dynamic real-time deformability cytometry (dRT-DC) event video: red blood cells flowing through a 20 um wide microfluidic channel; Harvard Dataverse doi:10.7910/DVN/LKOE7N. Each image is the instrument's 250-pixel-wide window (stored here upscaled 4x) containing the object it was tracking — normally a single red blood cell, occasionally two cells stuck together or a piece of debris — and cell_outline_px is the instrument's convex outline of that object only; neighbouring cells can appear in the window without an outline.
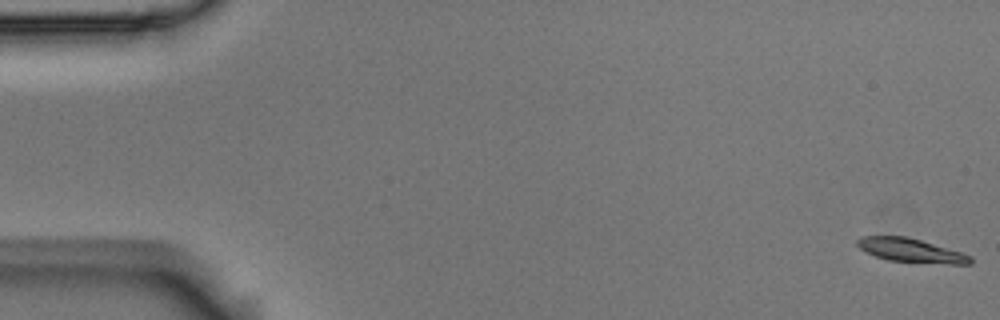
{"species": "Egyptian fruit bat (a non-hibernating species)", "species_latin": "Rousettus aegyptiacus", "temperature_condition": "room temperature", "stored_images_in_passage": 11, "camera_frame_rate_fps": 3000, "um_per_image_px": 0.085, "animal": {"sex": "male"}, "frame": {"image": 1, "passage_image": 1, "time_ms": 0.0, "image_size_px": [1000, 320], "cell_outline_px": [[972, 264], [948, 264], [888, 260], [876, 256], [860, 248], [856, 244], [856, 240], [860, 236], [904, 236], [920, 240], [960, 252], [972, 256]], "centroid_in_image_um": [77.42, 21.28], "position_along_channel_um": 7.6, "area_um2": 15.43}}
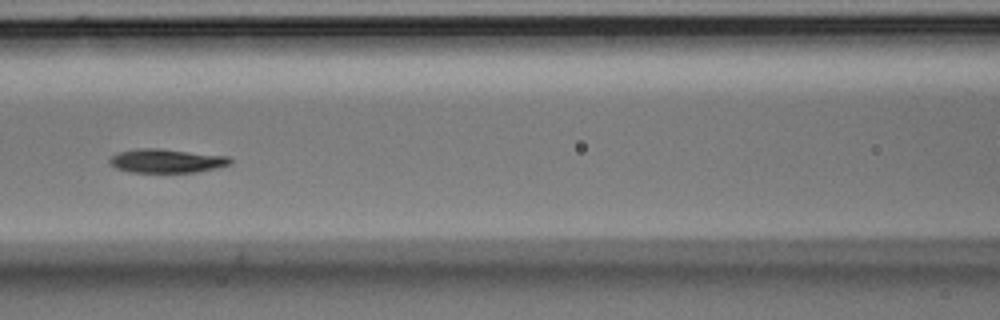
{"frame": {"image": 2, "passage_image": 7, "time_ms": 2.0, "image_size_px": [1000, 320], "cell_outline_px": [[232, 164], [216, 168], [196, 172], [132, 172], [116, 168], [108, 160], [112, 156], [120, 152], [136, 148], [160, 148], [228, 156], [232, 160]], "centroid_in_image_um": [14.19, 13.66], "position_along_channel_um": 152.4, "area_um2": 16.7}}
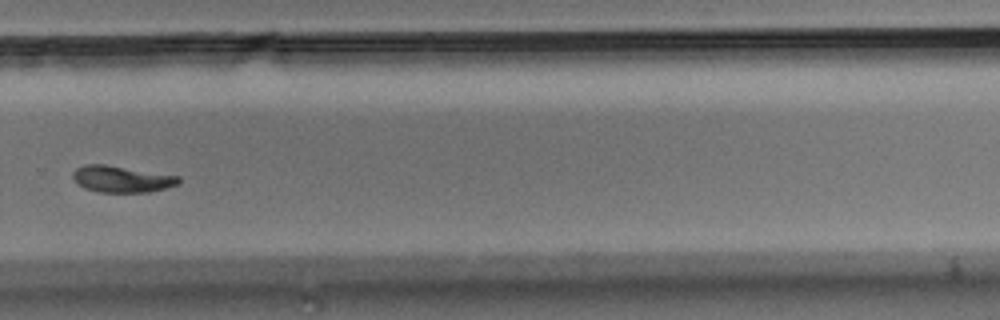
{"frame": {"image": 3, "passage_image": 11, "time_ms": 3.333, "image_size_px": [1000, 320], "cell_outline_px": [[180, 184], [148, 192], [100, 192], [84, 188], [72, 176], [72, 172], [76, 168], [84, 164], [104, 164], [180, 176]], "centroid_in_image_um": [10.35, 15.21], "position_along_channel_um": 319.5, "area_um2": 16.24}}